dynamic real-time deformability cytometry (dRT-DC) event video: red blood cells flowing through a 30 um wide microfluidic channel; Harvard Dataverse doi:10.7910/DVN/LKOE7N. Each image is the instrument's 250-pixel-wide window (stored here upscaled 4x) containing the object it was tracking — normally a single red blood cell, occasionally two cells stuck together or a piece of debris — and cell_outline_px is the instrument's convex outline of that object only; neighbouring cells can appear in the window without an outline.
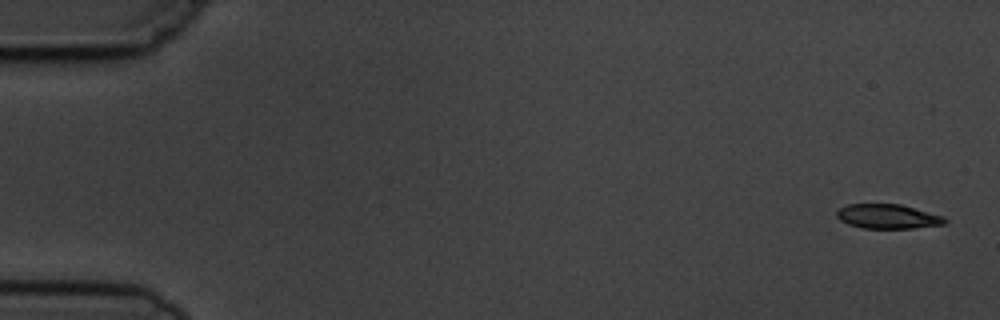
{"species": "common noctule bat (a hibernating species)", "species_latin": "Nyctalus noctula", "temperature_condition": "cold", "stored_images_in_passage": 6, "camera_frame_rate_fps": 3000, "um_per_image_px": 0.085, "animal": {"sex": "male", "body_mass_g": 19.5, "forearm_length_mm": 54.6}, "frame": {"image": 1, "passage_image": 1, "time_ms": 0.0, "image_size_px": [1000, 320], "cell_outline_px": [[948, 220], [944, 224], [912, 228], [864, 228], [848, 224], [840, 220], [836, 216], [836, 212], [840, 208], [848, 204], [900, 204], [944, 216]], "centroid_in_image_um": [75.46, 18.39], "position_along_channel_um": 9.5, "area_um2": 15.32}}